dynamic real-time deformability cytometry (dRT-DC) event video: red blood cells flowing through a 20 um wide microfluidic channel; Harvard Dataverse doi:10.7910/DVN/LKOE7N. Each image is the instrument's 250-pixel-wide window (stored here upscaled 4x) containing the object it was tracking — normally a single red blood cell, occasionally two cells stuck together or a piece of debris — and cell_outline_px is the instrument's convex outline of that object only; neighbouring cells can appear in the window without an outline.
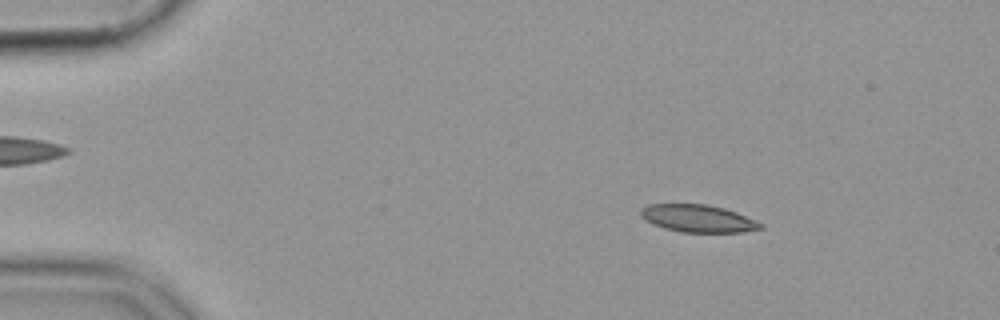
{"species": "common noctule bat (a hibernating species)", "species_latin": "Nyctalus noctula", "temperature_condition": "cold", "stored_images_in_passage": 47, "camera_frame_rate_fps": 3000, "um_per_image_px": 0.085, "animal": {"sex": "female", "body_mass_g": 19.9}, "frame": {"image": 1, "passage_image": 1, "time_ms": 0.0, "image_size_px": [1000, 320], "cell_outline_px": [[764, 228], [744, 232], [684, 232], [664, 228], [652, 224], [644, 220], [640, 216], [640, 208], [648, 204], [708, 204], [724, 208], [736, 212], [756, 220], [764, 224]], "centroid_in_image_um": [59.32, 18.56], "position_along_channel_um": 25.7, "area_um2": 19.36}}
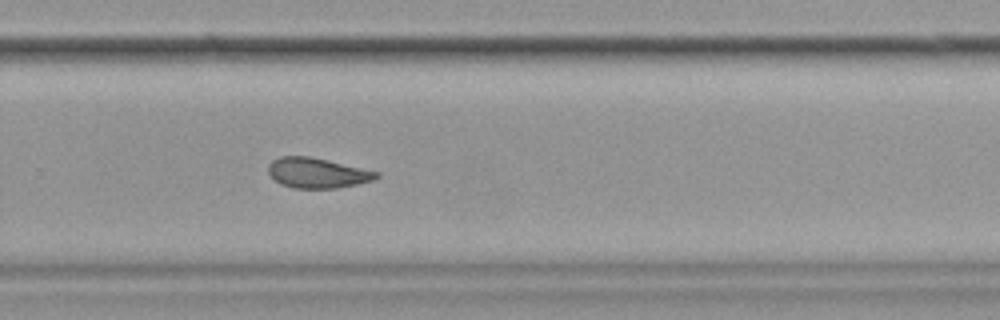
{"frame": {"image": 2, "passage_image": 30, "time_ms": 9.667, "image_size_px": [1000, 320], "cell_outline_px": [[380, 176], [372, 180], [356, 184], [336, 188], [292, 188], [280, 184], [268, 172], [268, 164], [272, 160], [280, 156], [308, 156], [328, 160], [380, 172]], "centroid_in_image_um": [26.95, 14.69], "position_along_channel_um": 302.8, "area_um2": 18.96}}
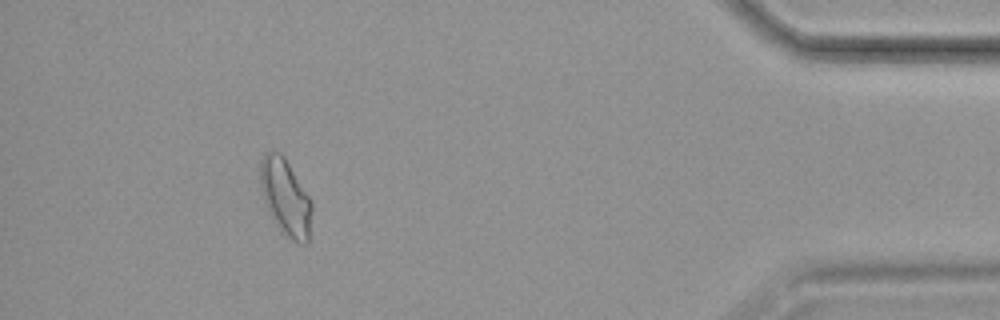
{"frame": {"image": 3, "passage_image": 43, "time_ms": 14.0, "image_size_px": [1000, 320], "cell_outline_px": [[312, 212], [308, 244], [296, 244], [284, 236], [280, 232], [272, 220], [268, 212], [260, 188], [260, 160], [264, 152], [280, 152], [284, 156], [312, 200]], "centroid_in_image_um": [24.27, 16.82], "position_along_channel_um": 410.9, "area_um2": 23.64}}